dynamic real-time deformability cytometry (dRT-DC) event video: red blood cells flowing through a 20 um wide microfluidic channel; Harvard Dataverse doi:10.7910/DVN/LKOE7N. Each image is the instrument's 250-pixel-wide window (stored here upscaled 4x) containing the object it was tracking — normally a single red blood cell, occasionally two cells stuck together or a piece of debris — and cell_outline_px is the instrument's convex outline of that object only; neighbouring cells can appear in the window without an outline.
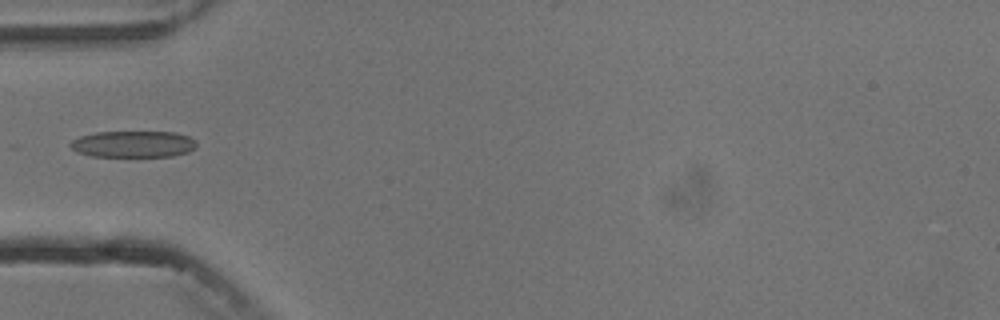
{"species": "common noctule bat (a hibernating species)", "species_latin": "Nyctalus noctula", "temperature_condition": "cold", "stored_images_in_passage": 4, "camera_frame_rate_fps": 3000, "um_per_image_px": 0.085, "animal": {"sex": "male", "body_mass_g": 13.3}, "frame": {"image": 1, "passage_image": 3, "time_ms": 2.333, "image_size_px": [1000, 320], "cell_outline_px": [[196, 148], [188, 152], [172, 156], [92, 156], [76, 152], [68, 144], [72, 140], [80, 136], [96, 132], [176, 132], [188, 136], [196, 140]], "centroid_in_image_um": [11.33, 12.24], "position_along_channel_um": 73.7, "area_um2": 19.54}}
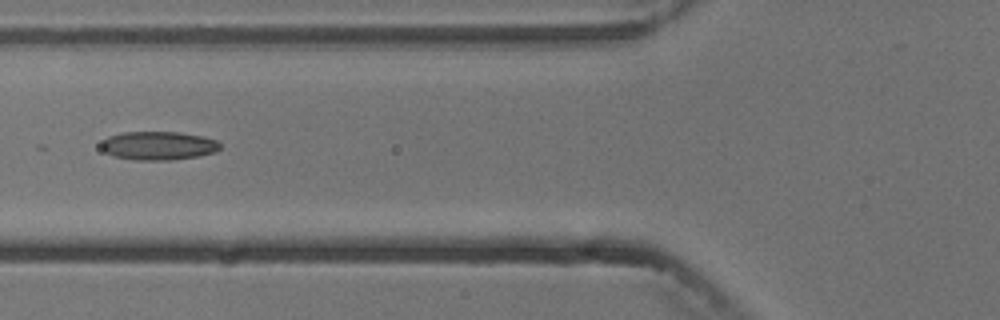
{"frame": {"image": 2, "passage_image": 4, "time_ms": 3.333, "image_size_px": [1000, 320], "cell_outline_px": [[220, 148], [216, 152], [200, 156], [172, 160], [136, 160], [112, 156], [104, 152], [100, 148], [100, 144], [108, 136], [124, 132], [180, 132], [204, 136], [216, 140], [220, 144]], "centroid_in_image_um": [13.46, 12.38], "position_along_channel_um": 112.3, "area_um2": 20.06}}